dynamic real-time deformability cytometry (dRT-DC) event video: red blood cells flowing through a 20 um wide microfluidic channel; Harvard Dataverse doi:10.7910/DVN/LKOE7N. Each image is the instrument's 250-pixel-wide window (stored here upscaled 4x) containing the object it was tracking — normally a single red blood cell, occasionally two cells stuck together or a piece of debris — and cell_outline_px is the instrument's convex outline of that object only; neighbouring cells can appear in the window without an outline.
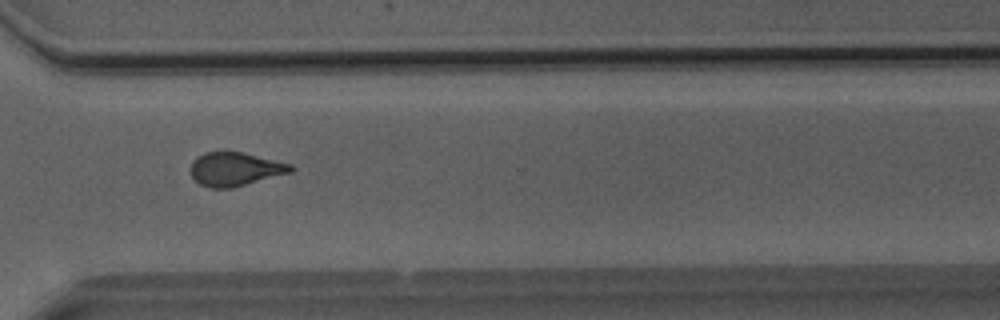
{"species": "Egyptian fruit bat (a non-hibernating species)", "species_latin": "Rousettus aegyptiacus", "temperature_condition": "room temperature", "stored_images_in_passage": 45, "camera_frame_rate_fps": 3000, "um_per_image_px": 0.085, "animal": {"sex": "male"}, "frame": {"image": 1, "passage_image": 32, "time_ms": 10.333, "image_size_px": [1000, 320], "cell_outline_px": [[296, 168], [292, 172], [232, 188], [212, 188], [200, 184], [192, 176], [188, 168], [192, 160], [196, 156], [204, 152], [220, 148], [224, 148], [244, 152], [292, 164]], "centroid_in_image_um": [19.94, 14.32], "position_along_channel_um": 350.7, "area_um2": 20.52}}
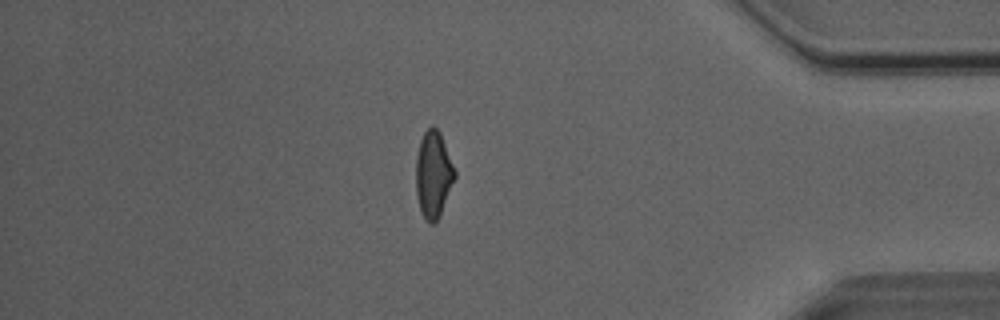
{"frame": {"image": 2, "passage_image": 38, "time_ms": 12.333, "image_size_px": [1000, 320], "cell_outline_px": [[456, 176], [440, 216], [432, 224], [428, 224], [420, 212], [416, 196], [416, 156], [420, 140], [424, 132], [432, 124], [440, 132], [456, 172]], "centroid_in_image_um": [36.82, 14.85], "position_along_channel_um": 398.4, "area_um2": 19.77}}
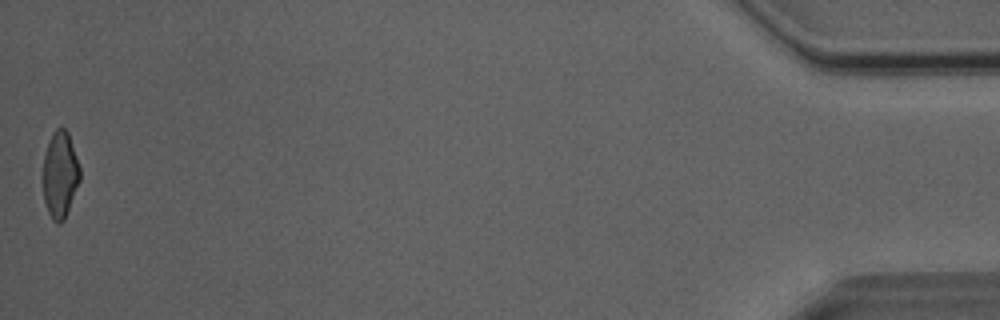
{"frame": {"image": 3, "passage_image": 45, "time_ms": 14.667, "image_size_px": [1000, 320], "cell_outline_px": [[80, 180], [64, 220], [60, 224], [56, 224], [52, 220], [48, 212], [44, 200], [44, 156], [48, 140], [52, 132], [56, 128], [64, 128], [68, 132], [80, 168]], "centroid_in_image_um": [5.11, 14.85], "position_along_channel_um": 430.1, "area_um2": 18.5}, "authors_computed_cell_mechanics": {"area_um2": 19.941, "velocity_mm_per_s": 4.0633, "shape_relaxation_time_tau1_ms": null, "shape_relaxation_time_tau2_ms": 1.6627, "deformation_change_tau1": null, "deformation_change_tau2": 0.101}}